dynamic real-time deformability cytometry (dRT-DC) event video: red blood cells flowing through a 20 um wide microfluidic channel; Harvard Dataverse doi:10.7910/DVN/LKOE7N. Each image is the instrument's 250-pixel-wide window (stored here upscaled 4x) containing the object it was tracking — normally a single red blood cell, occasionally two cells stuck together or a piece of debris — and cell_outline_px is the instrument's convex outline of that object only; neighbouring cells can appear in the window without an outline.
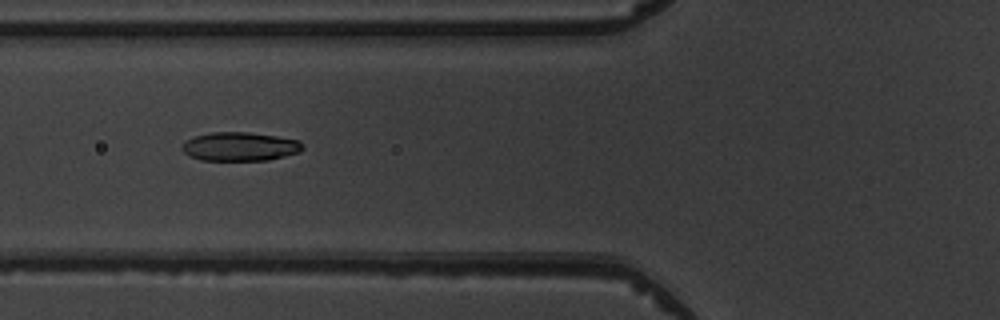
{"species": "common noctule bat (a hibernating species)", "species_latin": "Nyctalus noctula", "temperature_condition": "warm", "stored_images_in_passage": 6, "camera_frame_rate_fps": 3000, "um_per_image_px": 0.085, "animal": {"sex": "male", "body_mass_g": 19.5, "forearm_length_mm": 54.6}, "frame": {"image": 1, "passage_image": 4, "time_ms": 3.333, "image_size_px": [1000, 320], "cell_outline_px": [[304, 148], [300, 152], [268, 160], [200, 160], [188, 156], [180, 148], [184, 140], [192, 136], [212, 132], [248, 132], [276, 136], [300, 140], [304, 144]], "centroid_in_image_um": [20.36, 12.45], "position_along_channel_um": 105.4, "area_um2": 20.52}}
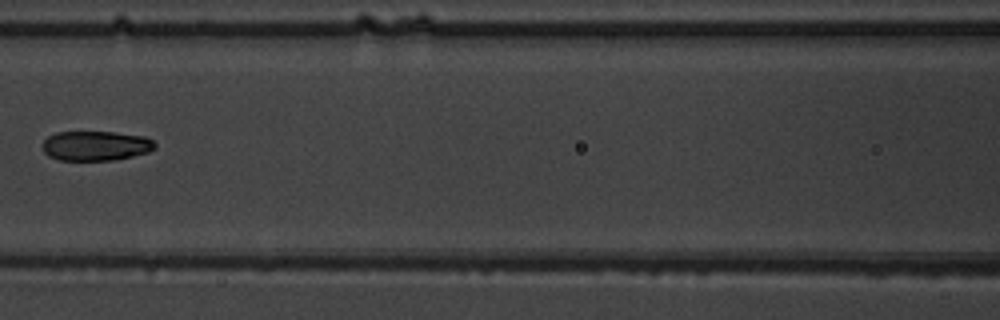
{"frame": {"image": 2, "passage_image": 5, "time_ms": 4.667, "image_size_px": [1000, 320], "cell_outline_px": [[156, 148], [148, 152], [132, 156], [112, 160], [60, 160], [48, 156], [44, 152], [44, 140], [48, 136], [56, 132], [112, 132], [144, 136], [152, 140], [156, 144]], "centroid_in_image_um": [8.14, 12.39], "position_along_channel_um": 158.5, "area_um2": 19.36}}
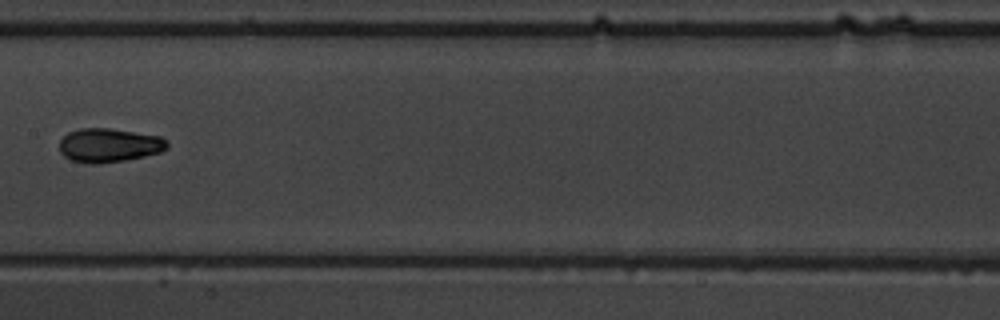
{"frame": {"image": 3, "passage_image": 6, "time_ms": 5.667, "image_size_px": [1000, 320], "cell_outline_px": [[168, 148], [160, 152], [144, 156], [124, 160], [96, 164], [88, 164], [72, 160], [64, 156], [60, 152], [60, 140], [68, 132], [80, 128], [108, 128], [160, 136], [168, 140]], "centroid_in_image_um": [9.27, 12.34], "position_along_channel_um": 198.1, "area_um2": 21.27}}